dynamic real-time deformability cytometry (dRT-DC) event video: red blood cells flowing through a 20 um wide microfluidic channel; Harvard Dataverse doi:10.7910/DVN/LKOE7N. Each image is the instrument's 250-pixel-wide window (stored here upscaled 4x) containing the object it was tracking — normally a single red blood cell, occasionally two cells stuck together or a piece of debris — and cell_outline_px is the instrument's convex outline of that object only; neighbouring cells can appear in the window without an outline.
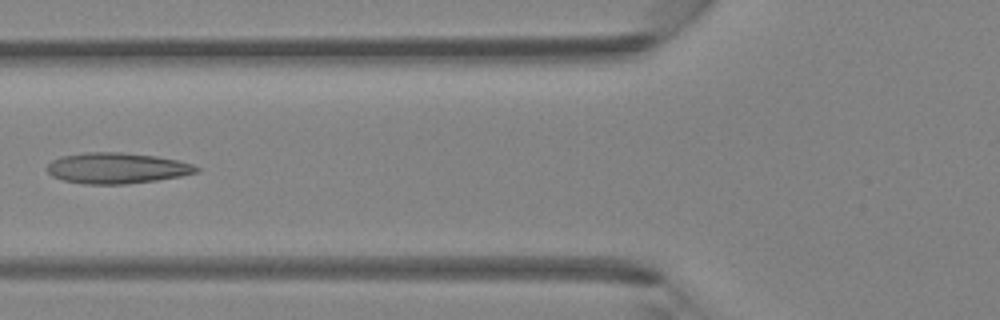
{"species": "Egyptian fruit bat (a non-hibernating species)", "species_latin": "Rousettus aegyptiacus", "temperature_condition": "room temperature", "stored_images_in_passage": 5, "camera_frame_rate_fps": 3000, "um_per_image_px": 0.085, "animal": {"sex": "female"}, "frame": {"image": 1, "passage_image": 5, "time_ms": 1.333, "image_size_px": [1000, 320], "cell_outline_px": [[200, 168], [196, 172], [180, 176], [156, 180], [124, 184], [84, 184], [64, 180], [52, 176], [44, 168], [52, 160], [60, 156], [84, 152], [120, 152], [156, 156], [176, 160], [192, 164]], "centroid_in_image_um": [9.87, 14.28], "position_along_channel_um": 115.9, "area_um2": 26.76}}